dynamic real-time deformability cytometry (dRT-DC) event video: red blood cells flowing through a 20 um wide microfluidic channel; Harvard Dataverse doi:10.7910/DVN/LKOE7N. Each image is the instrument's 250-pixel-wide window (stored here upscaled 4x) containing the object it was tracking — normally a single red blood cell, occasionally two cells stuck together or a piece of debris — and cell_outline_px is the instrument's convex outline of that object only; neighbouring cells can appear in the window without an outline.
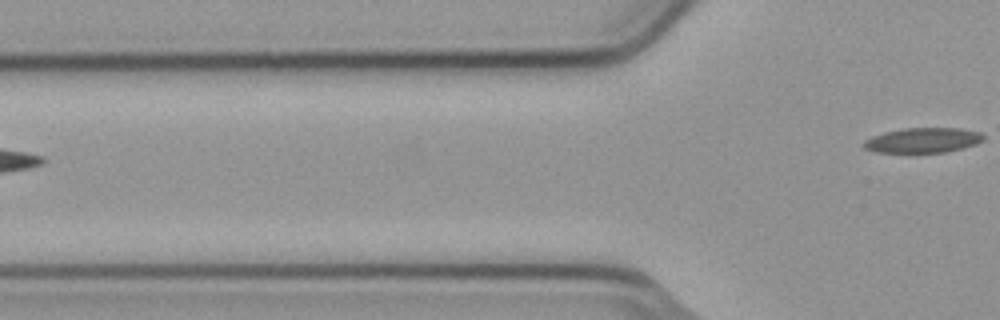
{"species": "common noctule bat (a hibernating species)", "species_latin": "Nyctalus noctula", "temperature_condition": "cold", "stored_images_in_passage": 3, "camera_frame_rate_fps": 3000, "um_per_image_px": 0.085, "animal": {"sex": "male", "body_mass_g": 23.1, "forearm_length_mm": 52.7}, "frame": {"image": 1, "passage_image": 3, "time_ms": 0.667, "image_size_px": [1000, 320], "cell_outline_px": [[984, 140], [976, 144], [944, 152], [876, 152], [864, 148], [864, 140], [872, 136], [884, 132], [904, 128], [960, 128], [980, 132], [984, 136]], "centroid_in_image_um": [78.45, 11.91], "position_along_channel_um": 47.4, "area_um2": 17.28}}